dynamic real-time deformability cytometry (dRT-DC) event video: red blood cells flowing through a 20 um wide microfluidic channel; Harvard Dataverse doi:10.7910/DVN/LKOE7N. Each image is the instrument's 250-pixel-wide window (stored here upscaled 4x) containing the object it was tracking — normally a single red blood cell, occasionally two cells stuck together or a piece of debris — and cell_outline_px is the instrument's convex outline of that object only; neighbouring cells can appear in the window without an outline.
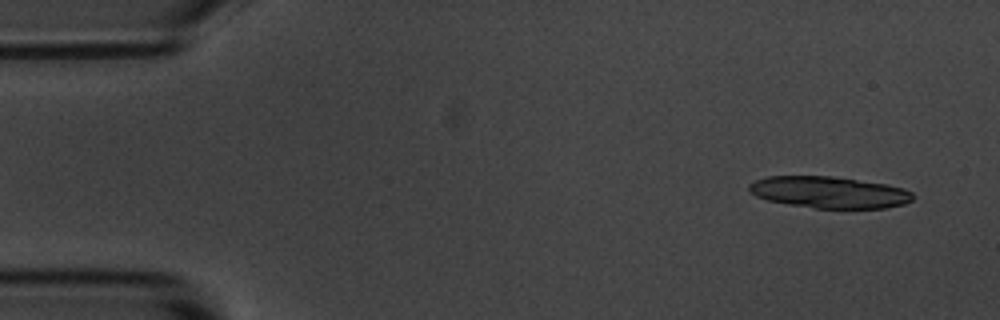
{"species": "common noctule bat (a hibernating species)", "species_latin": "Nyctalus noctula", "temperature_condition": "room temperature", "stored_images_in_passage": 5, "camera_frame_rate_fps": 3000, "um_per_image_px": 0.085, "animal": {"sex": "male", "body_mass_g": 20.1, "forearm_length_mm": 53.5}, "frame": {"image": 1, "passage_image": 1, "time_ms": 0.0, "image_size_px": [1000, 320], "cell_outline_px": [[912, 200], [904, 204], [884, 208], [816, 208], [788, 204], [768, 200], [756, 196], [748, 188], [748, 184], [756, 180], [768, 176], [832, 176], [888, 184], [904, 188], [912, 192]], "centroid_in_image_um": [70.49, 16.34], "position_along_channel_um": 14.5, "area_um2": 30.11}}